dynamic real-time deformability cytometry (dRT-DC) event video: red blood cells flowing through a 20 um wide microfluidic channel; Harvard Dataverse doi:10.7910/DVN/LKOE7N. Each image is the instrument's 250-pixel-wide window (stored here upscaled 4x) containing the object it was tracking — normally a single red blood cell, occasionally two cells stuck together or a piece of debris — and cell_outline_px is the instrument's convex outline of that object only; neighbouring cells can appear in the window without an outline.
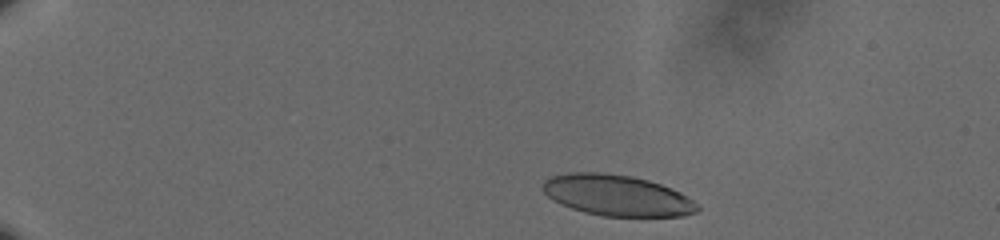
{"species": "human", "species_latin": "Homo sapiens", "temperature_condition": "cold", "stored_images_in_passage": 50, "camera_frame_rate_fps": 3000, "um_per_image_px": 0.085, "donor": {"sex": "male"}, "frame": {"image": 1, "passage_image": 3, "time_ms": 0.667, "image_size_px": [1000, 240], "cell_outline_px": [[700, 208], [696, 212], [684, 216], [604, 216], [584, 212], [572, 208], [548, 196], [540, 188], [544, 180], [552, 176], [568, 172], [604, 172], [632, 176], [648, 180], [672, 188], [680, 192], [692, 200]], "centroid_in_image_um": [52.44, 16.59], "position_along_channel_um": 32.6, "area_um2": 36.82}}
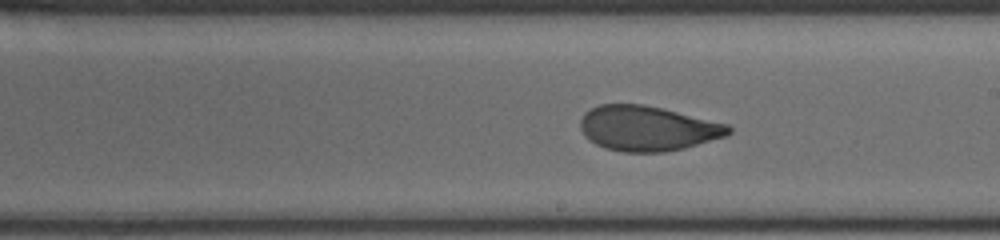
{"frame": {"image": 2, "passage_image": 28, "time_ms": 9.0, "image_size_px": [1000, 240], "cell_outline_px": [[732, 132], [724, 136], [684, 148], [664, 152], [624, 152], [604, 148], [588, 140], [584, 136], [580, 128], [580, 120], [584, 112], [600, 104], [644, 104], [728, 124], [732, 128]], "centroid_in_image_um": [55.0, 10.91], "position_along_channel_um": 234.0, "area_um2": 38.78}}
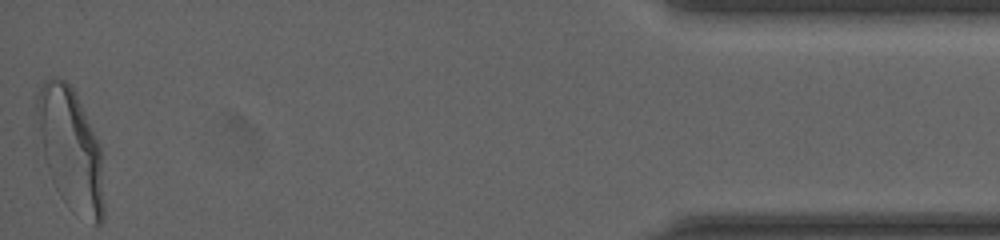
{"frame": {"image": 3, "passage_image": 50, "time_ms": 16.333, "image_size_px": [1000, 240], "cell_outline_px": [[104, 220], [100, 224], [92, 224], [64, 200], [60, 196], [36, 160], [36, 96], [44, 80], [56, 76], [72, 84], [100, 144], [104, 204]], "centroid_in_image_um": [5.9, 12.65], "position_along_channel_um": 429.3, "area_um2": 49.65}, "authors_computed_cell_mechanics": {"area_um2": 39.5063, "velocity_mm_per_s": 3.6142, "shape_relaxation_time_tau1_ms": 5.0039, "shape_relaxation_time_tau2_ms": 1.0659, "deformation_change_tau1": 0.1919, "deformation_change_tau2": 0.0681}}